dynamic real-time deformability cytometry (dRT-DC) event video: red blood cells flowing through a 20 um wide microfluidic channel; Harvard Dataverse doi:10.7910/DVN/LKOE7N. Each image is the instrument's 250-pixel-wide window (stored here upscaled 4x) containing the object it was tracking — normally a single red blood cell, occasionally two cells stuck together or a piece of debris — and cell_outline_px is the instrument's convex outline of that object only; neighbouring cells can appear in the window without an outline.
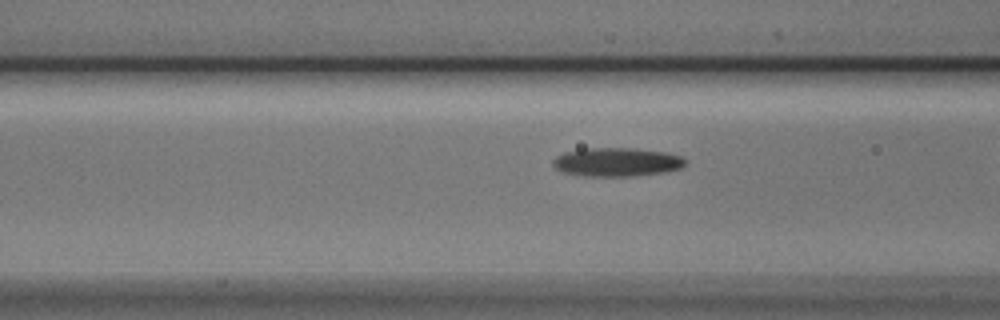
{"species": "Egyptian fruit bat (a non-hibernating species)", "species_latin": "Rousettus aegyptiacus", "temperature_condition": "cold", "stored_images_in_passage": 8, "camera_frame_rate_fps": 3000, "um_per_image_px": 0.085, "animal": {"sex": "male"}, "frame": {"image": 1, "passage_image": 7, "time_ms": 2.0, "image_size_px": [1000, 320], "cell_outline_px": [[688, 160], [680, 168], [664, 172], [632, 176], [588, 176], [564, 172], [556, 168], [552, 164], [552, 160], [556, 156], [564, 152], [580, 148], [632, 148], [668, 152], [680, 156]], "centroid_in_image_um": [52.42, 13.76], "position_along_channel_um": 114.2, "area_um2": 22.2}}